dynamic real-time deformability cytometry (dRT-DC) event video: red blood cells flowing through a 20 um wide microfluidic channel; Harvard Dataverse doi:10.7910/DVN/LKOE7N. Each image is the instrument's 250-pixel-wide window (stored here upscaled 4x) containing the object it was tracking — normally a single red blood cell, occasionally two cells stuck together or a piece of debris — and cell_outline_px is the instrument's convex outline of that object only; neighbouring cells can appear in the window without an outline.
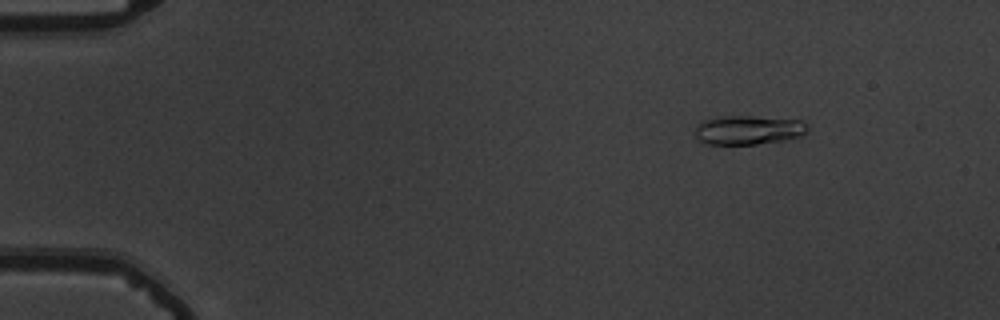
{"species": "common noctule bat (a hibernating species)", "species_latin": "Nyctalus noctula", "temperature_condition": "warm", "stored_images_in_passage": 55, "camera_frame_rate_fps": 3000, "um_per_image_px": 0.085, "animal": {"sex": "male", "body_mass_g": 19.5, "forearm_length_mm": 54.6}, "frame": {"image": 1, "passage_image": 8, "time_ms": 2.333, "image_size_px": [1000, 320], "cell_outline_px": [[808, 128], [800, 136], [784, 140], [756, 144], [708, 144], [696, 140], [692, 132], [696, 124], [704, 120], [724, 116], [748, 116], [804, 120], [808, 124]], "centroid_in_image_um": [63.55, 11.05], "position_along_channel_um": 21.5, "area_um2": 19.31}}
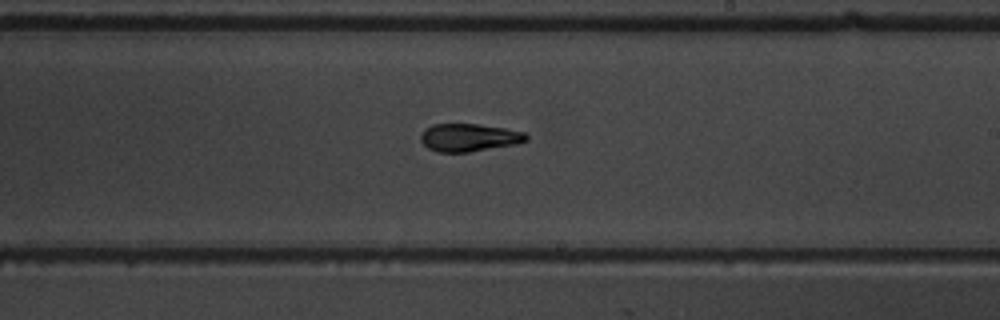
{"frame": {"image": 2, "passage_image": 34, "time_ms": 11.0, "image_size_px": [1000, 320], "cell_outline_px": [[528, 140], [516, 144], [468, 152], [436, 152], [428, 148], [420, 140], [420, 136], [424, 128], [432, 124], [476, 124], [504, 128], [524, 132], [528, 136]], "centroid_in_image_um": [39.84, 11.69], "position_along_channel_um": 249.2, "area_um2": 17.11}}
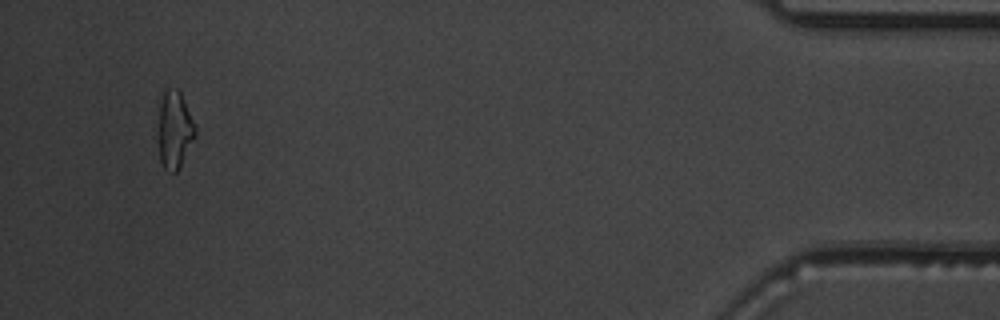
{"frame": {"image": 3, "passage_image": 53, "time_ms": 17.333, "image_size_px": [1000, 320], "cell_outline_px": [[196, 136], [176, 172], [172, 172], [164, 168], [160, 160], [160, 92], [164, 88], [176, 88], [180, 92], [196, 124]], "centroid_in_image_um": [14.86, 10.96], "position_along_channel_um": 420.3, "area_um2": 16.47}, "authors_computed_cell_mechanics": {"area_um2": 17.34, "velocity_mm_per_s": 3.7768, "shape_relaxation_time_tau1_ms": 7.1107, "shape_relaxation_time_tau2_ms": 2.2258, "deformation_change_tau1": 0.2267, "deformation_change_tau2": 0.0764}}